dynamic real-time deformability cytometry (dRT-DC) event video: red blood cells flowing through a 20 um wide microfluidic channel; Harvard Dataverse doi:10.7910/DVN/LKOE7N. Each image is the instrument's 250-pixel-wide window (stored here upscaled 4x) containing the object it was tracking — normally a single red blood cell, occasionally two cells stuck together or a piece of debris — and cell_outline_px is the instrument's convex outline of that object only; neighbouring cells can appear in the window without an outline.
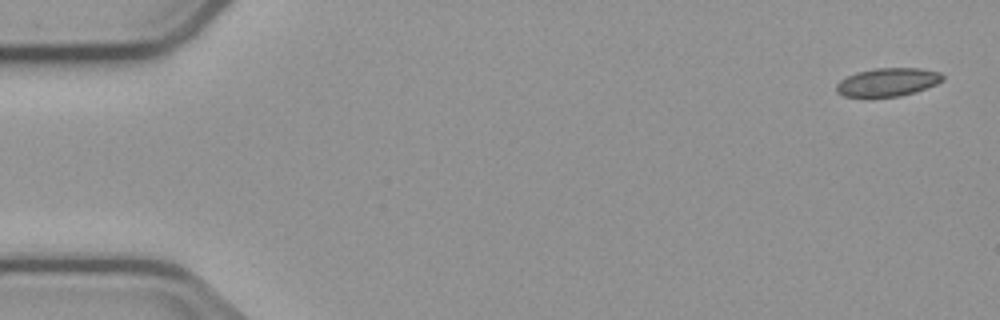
{"species": "common noctule bat (a hibernating species)", "species_latin": "Nyctalus noctula", "temperature_condition": "cold", "stored_images_in_passage": 5, "camera_frame_rate_fps": 3000, "um_per_image_px": 0.085, "animal": {"sex": "male", "body_mass_g": 23.1, "forearm_length_mm": 52.7}, "frame": {"image": 1, "passage_image": 1, "time_ms": 0.0, "image_size_px": [1000, 320], "cell_outline_px": [[944, 80], [936, 84], [916, 92], [900, 96], [844, 96], [836, 92], [836, 84], [840, 80], [856, 72], [872, 68], [920, 68], [940, 72], [944, 76]], "centroid_in_image_um": [75.47, 6.97], "position_along_channel_um": 9.5, "area_um2": 17.51}}
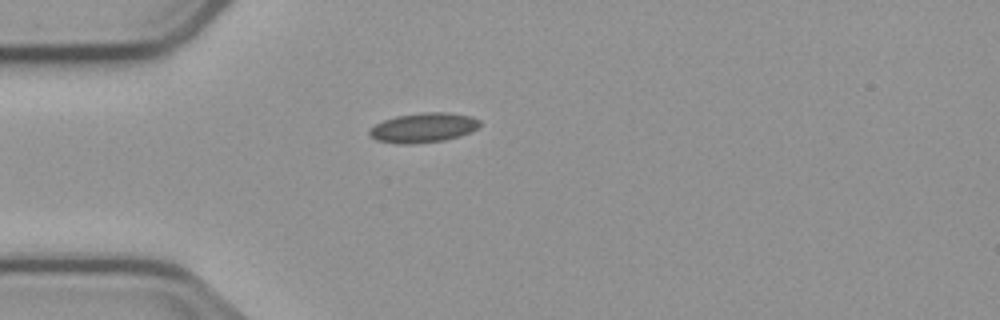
{"frame": {"image": 2, "passage_image": 4, "time_ms": 4.333, "image_size_px": [1000, 320], "cell_outline_px": [[480, 124], [476, 128], [460, 136], [444, 140], [412, 144], [396, 144], [376, 140], [368, 136], [368, 132], [376, 124], [384, 120], [396, 116], [420, 112], [448, 112], [472, 116], [480, 120]], "centroid_in_image_um": [35.96, 10.85], "position_along_channel_um": 49.0, "area_um2": 19.13}}